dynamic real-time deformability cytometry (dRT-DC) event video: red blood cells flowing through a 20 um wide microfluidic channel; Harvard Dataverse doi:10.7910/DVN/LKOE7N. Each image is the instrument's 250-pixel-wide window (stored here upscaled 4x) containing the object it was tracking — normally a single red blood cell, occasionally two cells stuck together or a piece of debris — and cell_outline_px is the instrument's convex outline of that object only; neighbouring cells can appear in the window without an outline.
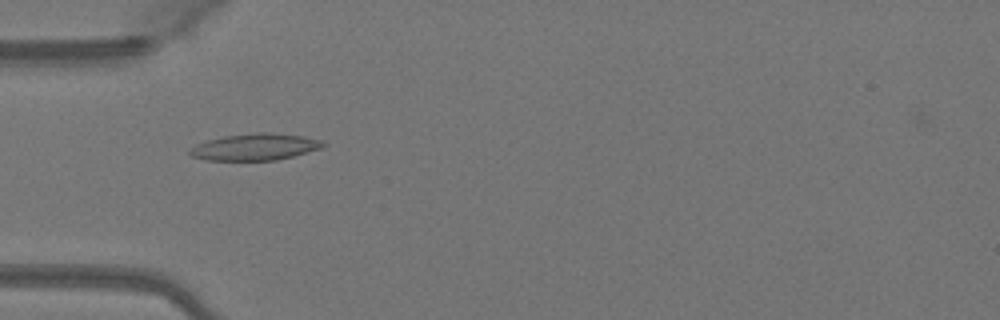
{"species": "Egyptian fruit bat (a non-hibernating species)", "species_latin": "Rousettus aegyptiacus", "temperature_condition": "warm", "stored_images_in_passage": 47, "camera_frame_rate_fps": 3000, "um_per_image_px": 0.085, "animal": {"sex": "female"}, "frame": {"image": 1, "passage_image": 13, "time_ms": 4.0, "image_size_px": [1000, 320], "cell_outline_px": [[328, 144], [320, 148], [292, 156], [276, 160], [204, 160], [192, 156], [188, 152], [188, 148], [196, 144], [208, 140], [224, 136], [256, 132], [268, 132], [304, 136], [324, 140]], "centroid_in_image_um": [21.67, 12.48], "position_along_channel_um": 63.3, "area_um2": 20.81}}
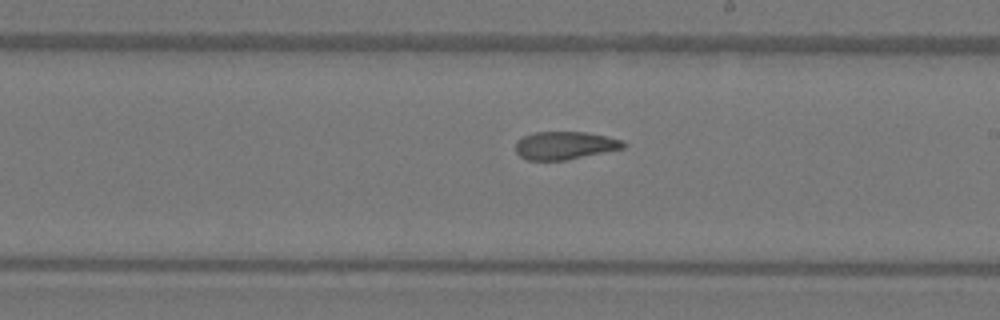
{"frame": {"image": 2, "passage_image": 26, "time_ms": 8.333, "image_size_px": [1000, 320], "cell_outline_px": [[628, 144], [624, 148], [568, 160], [528, 160], [520, 156], [516, 152], [516, 144], [524, 136], [536, 132], [584, 132], [604, 136], [620, 140]], "centroid_in_image_um": [48.02, 12.37], "position_along_channel_um": 241.0, "area_um2": 17.34}}
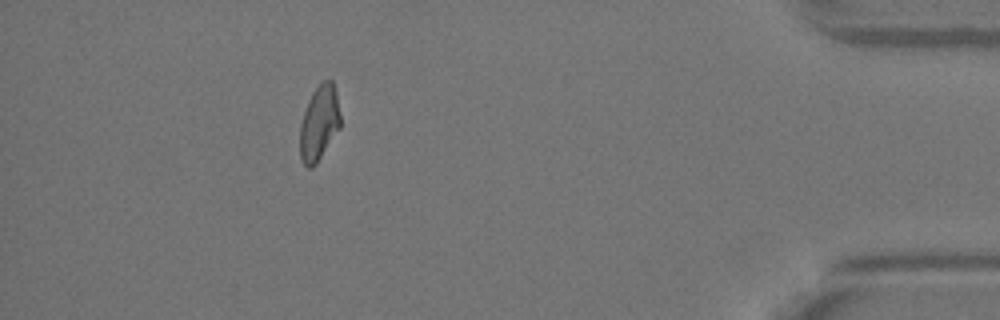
{"frame": {"image": 3, "passage_image": 42, "time_ms": 13.667, "image_size_px": [1000, 320], "cell_outline_px": [[340, 128], [316, 164], [312, 168], [308, 168], [304, 164], [300, 156], [300, 124], [308, 100], [312, 92], [324, 80], [332, 80], [336, 92], [340, 116]], "centroid_in_image_um": [27.12, 10.47], "position_along_channel_um": 408.1, "area_um2": 17.57}, "authors_computed_cell_mechanics": {"area_um2": 18.6116, "velocity_mm_per_s": 4.1202, "shape_relaxation_time_tau1_ms": null, "shape_relaxation_time_tau2_ms": 2.4012, "deformation_change_tau1": null, "deformation_change_tau2": 0.0863}}